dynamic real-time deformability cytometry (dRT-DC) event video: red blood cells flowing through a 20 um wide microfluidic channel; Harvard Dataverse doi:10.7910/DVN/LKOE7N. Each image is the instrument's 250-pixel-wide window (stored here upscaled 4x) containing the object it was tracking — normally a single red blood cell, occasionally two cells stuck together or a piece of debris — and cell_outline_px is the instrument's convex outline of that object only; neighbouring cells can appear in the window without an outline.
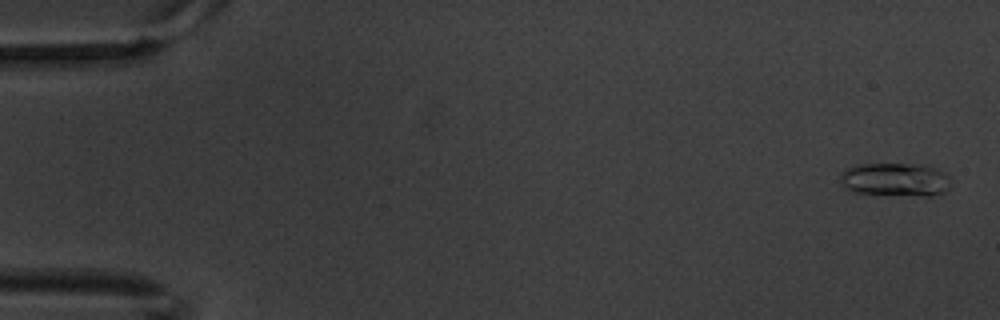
{"species": "common noctule bat (a hibernating species)", "species_latin": "Nyctalus noctula", "temperature_condition": "warm", "stored_images_in_passage": 3, "camera_frame_rate_fps": 3000, "um_per_image_px": 0.085, "animal": {"sex": "male", "body_mass_g": 20.1, "forearm_length_mm": 53.5}, "frame": {"image": 1, "passage_image": 1, "time_ms": 0.0, "image_size_px": [1000, 320], "cell_outline_px": [[952, 184], [944, 192], [932, 196], [924, 196], [852, 192], [844, 188], [840, 180], [840, 172], [848, 168], [864, 164], [928, 164], [944, 172], [948, 176]], "centroid_in_image_um": [76.13, 15.26], "position_along_channel_um": 8.9, "area_um2": 21.73}}